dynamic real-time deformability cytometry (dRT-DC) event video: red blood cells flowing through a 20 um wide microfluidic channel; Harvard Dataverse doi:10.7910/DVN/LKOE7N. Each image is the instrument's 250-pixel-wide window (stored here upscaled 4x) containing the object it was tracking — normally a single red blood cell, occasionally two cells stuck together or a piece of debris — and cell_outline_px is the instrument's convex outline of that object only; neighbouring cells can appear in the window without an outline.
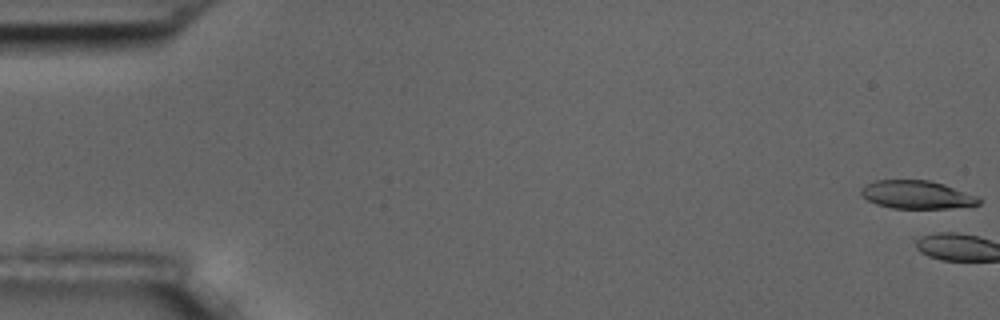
{"species": "common noctule bat (a hibernating species)", "species_latin": "Nyctalus noctula", "temperature_condition": "room temperature", "stored_images_in_passage": 6, "camera_frame_rate_fps": 3000, "um_per_image_px": 0.085, "animal": {"sex": "male", "body_mass_g": 17.5, "forearm_length_mm": 52.3}, "frame": {"image": 1, "passage_image": 1, "time_ms": 0.0, "image_size_px": [1000, 320], "cell_outline_px": [[984, 200], [980, 204], [972, 208], [892, 208], [876, 204], [860, 196], [860, 188], [876, 180], [928, 180], [944, 184], [976, 196]], "centroid_in_image_um": [77.98, 16.57], "position_along_channel_um": 7.0, "area_um2": 19.59}}